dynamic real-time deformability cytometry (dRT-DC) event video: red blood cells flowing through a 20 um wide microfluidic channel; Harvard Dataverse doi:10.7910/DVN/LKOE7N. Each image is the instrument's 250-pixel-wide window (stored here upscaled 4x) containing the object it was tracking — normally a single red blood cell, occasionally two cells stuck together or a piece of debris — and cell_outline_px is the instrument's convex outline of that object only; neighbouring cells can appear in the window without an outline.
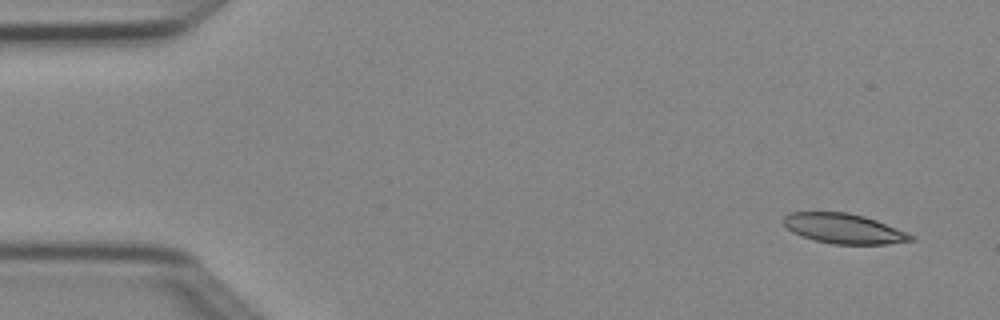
{"species": "Egyptian fruit bat (a non-hibernating species)", "species_latin": "Rousettus aegyptiacus", "temperature_condition": "cold", "stored_images_in_passage": 4, "camera_frame_rate_fps": 3000, "um_per_image_px": 0.085, "animal": {"sex": "female"}, "frame": {"image": 1, "passage_image": 1, "time_ms": 0.0, "image_size_px": [1000, 320], "cell_outline_px": [[912, 240], [888, 244], [832, 244], [816, 240], [792, 232], [784, 224], [784, 216], [792, 212], [848, 212], [864, 216], [876, 220], [896, 228], [912, 236]], "centroid_in_image_um": [71.69, 19.42], "position_along_channel_um": 13.3, "area_um2": 21.79}}
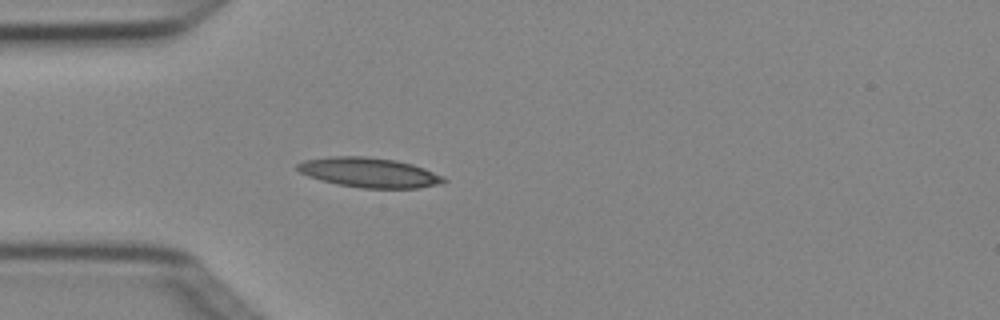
{"frame": {"image": 2, "passage_image": 4, "time_ms": 1.0, "image_size_px": [1000, 320], "cell_outline_px": [[448, 180], [444, 184], [416, 188], [360, 188], [336, 184], [320, 180], [308, 176], [300, 172], [296, 168], [296, 164], [304, 160], [332, 156], [364, 156], [396, 160], [412, 164], [424, 168], [444, 176]], "centroid_in_image_um": [31.4, 14.67], "position_along_channel_um": 53.6, "area_um2": 25.61}}